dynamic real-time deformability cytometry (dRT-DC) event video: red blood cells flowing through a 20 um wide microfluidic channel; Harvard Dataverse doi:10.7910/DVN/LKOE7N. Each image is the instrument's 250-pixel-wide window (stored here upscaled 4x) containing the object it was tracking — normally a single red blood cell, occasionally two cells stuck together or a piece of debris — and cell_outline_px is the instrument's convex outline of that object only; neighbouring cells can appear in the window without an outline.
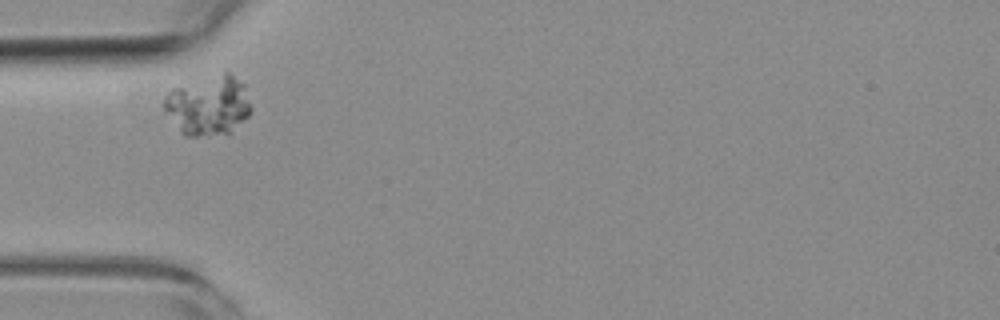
{"species": "common noctule bat (a hibernating species)", "species_latin": "Nyctalus noctula", "temperature_condition": "room temperature", "stored_images_in_passage": 44, "camera_frame_rate_fps": 3000, "um_per_image_px": 0.085, "animal": {"sex": "female", "body_mass_g": 19.3, "forearm_length_mm": 54.1}, "frame": {"image": 1, "passage_image": 4, "time_ms": 1.0, "image_size_px": [1000, 320], "cell_outline_px": [[252, 112], [228, 136], [184, 136], [180, 132], [164, 108], [164, 100], [168, 92], [172, 88], [224, 68], [244, 84], [252, 108]], "centroid_in_image_um": [17.75, 8.93], "position_along_channel_um": 67.3, "area_um2": 31.27}}
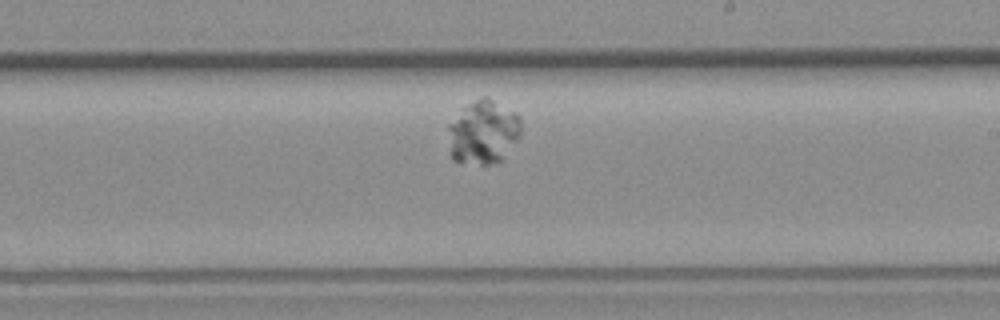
{"frame": {"image": 2, "passage_image": 20, "time_ms": 6.333, "image_size_px": [1000, 320], "cell_outline_px": [[520, 132], [504, 160], [488, 164], [480, 164], [452, 160], [448, 128], [448, 124], [464, 108], [476, 100], [484, 96], [488, 96], [516, 112], [520, 116]], "centroid_in_image_um": [41.1, 11.23], "position_along_channel_um": 247.9, "area_um2": 26.82}}
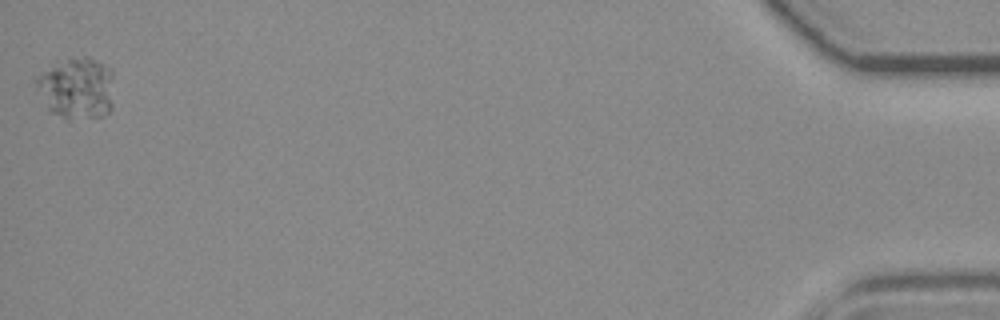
{"frame": {"image": 3, "passage_image": 44, "time_ms": 14.333, "image_size_px": [1000, 320], "cell_outline_px": [[112, 108], [104, 116], [68, 120], [48, 112], [36, 84], [36, 76], [56, 60], [68, 56], [88, 56], [112, 68]], "centroid_in_image_um": [6.51, 7.47], "position_along_channel_um": 428.7, "area_um2": 28.73}}